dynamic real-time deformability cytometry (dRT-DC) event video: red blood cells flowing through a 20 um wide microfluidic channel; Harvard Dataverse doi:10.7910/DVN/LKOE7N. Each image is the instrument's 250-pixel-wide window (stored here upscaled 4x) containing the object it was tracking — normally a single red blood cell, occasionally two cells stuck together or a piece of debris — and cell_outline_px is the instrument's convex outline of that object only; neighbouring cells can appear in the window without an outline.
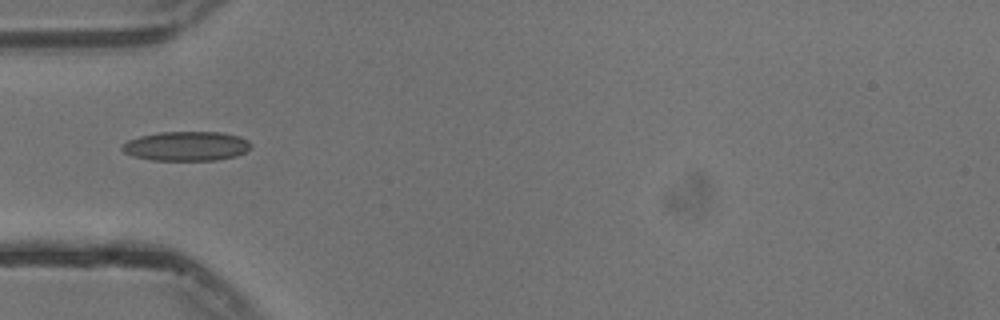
{"species": "common noctule bat (a hibernating species)", "species_latin": "Nyctalus noctula", "temperature_condition": "cold", "stored_images_in_passage": 20, "camera_frame_rate_fps": 3000, "um_per_image_px": 0.085, "animal": {"sex": "male", "body_mass_g": 13.3}, "frame": {"image": 1, "passage_image": 1, "time_ms": 0.0, "image_size_px": [1000, 320], "cell_outline_px": [[252, 144], [244, 152], [236, 156], [216, 160], [152, 160], [132, 156], [124, 152], [120, 148], [128, 140], [140, 136], [160, 132], [220, 132], [240, 136], [248, 140]], "centroid_in_image_um": [15.84, 12.42], "position_along_channel_um": 69.2, "area_um2": 22.02}}
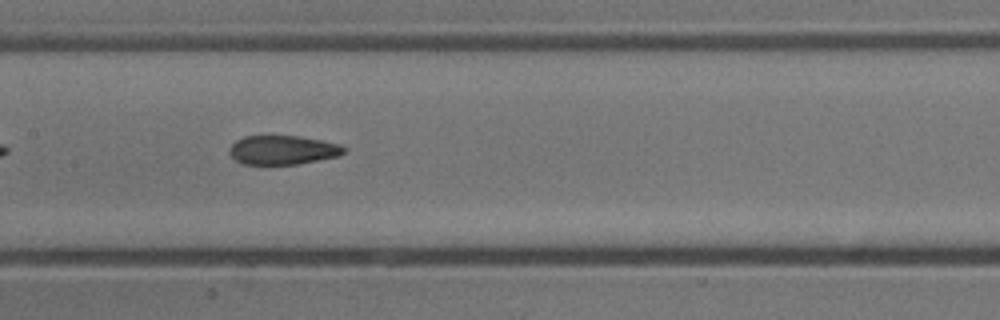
{"frame": {"image": 2, "passage_image": 10, "time_ms": 3.0, "image_size_px": [1000, 320], "cell_outline_px": [[344, 152], [336, 156], [296, 164], [244, 164], [236, 160], [228, 152], [232, 144], [236, 140], [244, 136], [300, 136], [340, 144], [344, 148]], "centroid_in_image_um": [23.99, 12.74], "position_along_channel_um": 183.4, "area_um2": 19.07}}
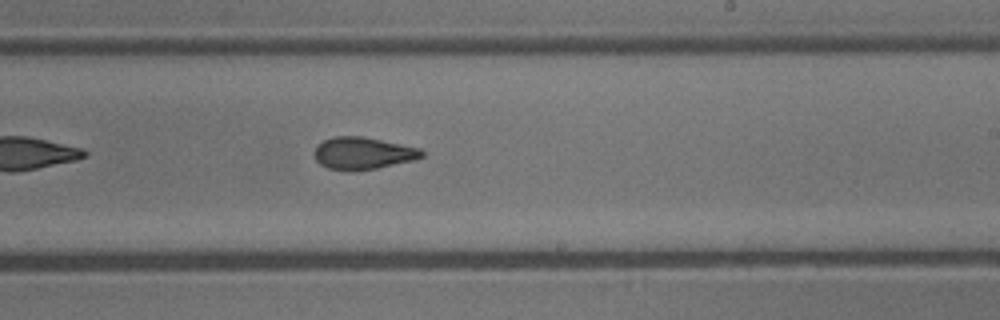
{"frame": {"image": 3, "passage_image": 16, "time_ms": 5.0, "image_size_px": [1000, 320], "cell_outline_px": [[424, 156], [416, 160], [356, 172], [348, 172], [328, 168], [320, 164], [316, 160], [312, 152], [316, 144], [332, 136], [364, 136], [420, 148], [424, 152]], "centroid_in_image_um": [30.82, 13.03], "position_along_channel_um": 258.2, "area_um2": 20.69}}